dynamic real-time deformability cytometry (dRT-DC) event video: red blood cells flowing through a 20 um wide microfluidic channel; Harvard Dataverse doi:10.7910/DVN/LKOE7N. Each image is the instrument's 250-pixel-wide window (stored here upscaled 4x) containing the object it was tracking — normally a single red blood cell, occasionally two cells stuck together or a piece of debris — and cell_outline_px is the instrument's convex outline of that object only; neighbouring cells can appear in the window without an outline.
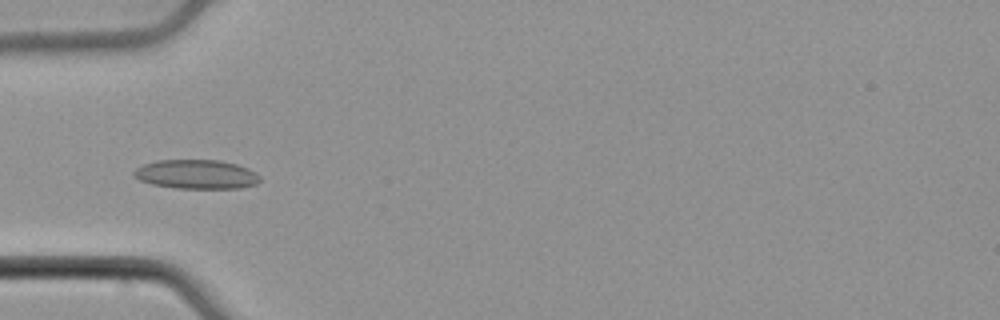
{"species": "common noctule bat (a hibernating species)", "species_latin": "Nyctalus noctula", "temperature_condition": "cold", "stored_images_in_passage": 44, "camera_frame_rate_fps": 3000, "um_per_image_px": 0.085, "animal": {"sex": "male", "body_mass_g": 21.5, "forearm_length_mm": 52.0}, "frame": {"image": 1, "passage_image": 8, "time_ms": 2.333, "image_size_px": [1000, 320], "cell_outline_px": [[260, 180], [256, 184], [240, 188], [176, 188], [152, 184], [140, 180], [132, 176], [132, 172], [136, 168], [144, 164], [156, 160], [220, 160], [236, 164], [248, 168], [260, 176]], "centroid_in_image_um": [16.67, 14.81], "position_along_channel_um": 68.3, "area_um2": 21.44}}
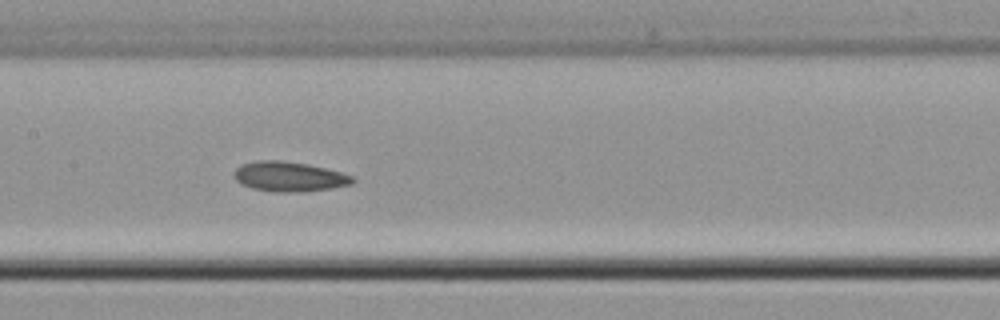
{"frame": {"image": 2, "passage_image": 17, "time_ms": 5.333, "image_size_px": [1000, 320], "cell_outline_px": [[356, 180], [352, 184], [332, 188], [304, 192], [276, 192], [252, 188], [240, 184], [236, 180], [236, 168], [244, 164], [260, 160], [280, 160], [308, 164], [340, 172], [352, 176]], "centroid_in_image_um": [24.61, 15.02], "position_along_channel_um": 182.8, "area_um2": 20.46}}
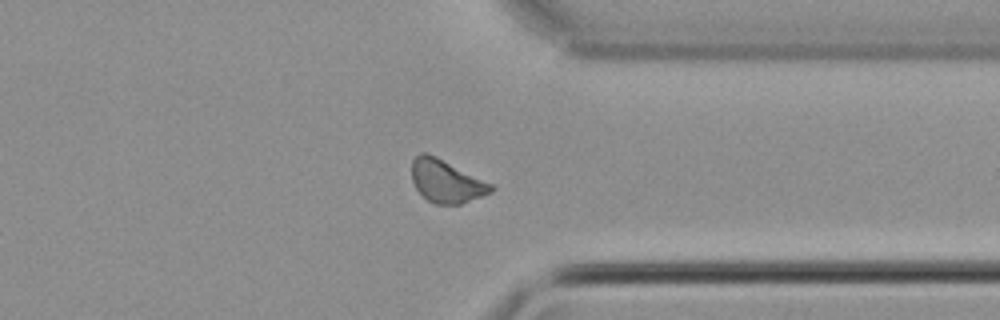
{"frame": {"image": 3, "passage_image": 32, "time_ms": 10.333, "image_size_px": [1000, 320], "cell_outline_px": [[496, 188], [492, 192], [460, 204], [436, 204], [428, 200], [416, 188], [412, 180], [412, 160], [420, 152], [428, 152], [492, 184]], "centroid_in_image_um": [37.93, 15.39], "position_along_channel_um": 373.5, "area_um2": 19.59}, "authors_computed_cell_mechanics": {"area_um2": 19.8254, "velocity_mm_per_s": 3.8627, "shape_relaxation_time_tau1_ms": 9.0852, "shape_relaxation_time_tau2_ms": 2.7721, "deformation_change_tau1": 0.0806, "deformation_change_tau2": 0.0764}}